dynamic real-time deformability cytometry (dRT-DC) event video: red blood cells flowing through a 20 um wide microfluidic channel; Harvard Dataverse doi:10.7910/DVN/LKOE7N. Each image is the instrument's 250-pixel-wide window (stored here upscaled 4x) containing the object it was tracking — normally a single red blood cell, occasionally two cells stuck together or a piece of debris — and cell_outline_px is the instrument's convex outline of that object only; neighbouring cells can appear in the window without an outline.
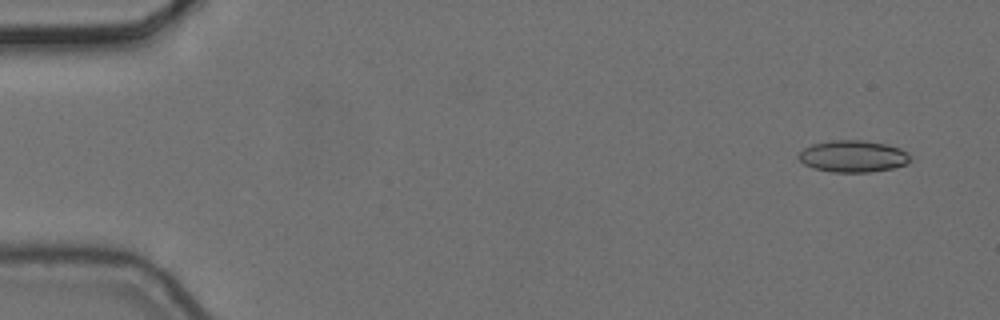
{"species": "common noctule bat (a hibernating species)", "species_latin": "Nyctalus noctula", "temperature_condition": "cold", "stored_images_in_passage": 7, "camera_frame_rate_fps": 3000, "um_per_image_px": 0.085, "animal": {"sex": "female", "body_mass_g": 24.6, "forearm_length_mm": 56.2}, "frame": {"image": 1, "passage_image": 1, "time_ms": 0.0, "image_size_px": [1000, 320], "cell_outline_px": [[912, 160], [908, 164], [892, 168], [868, 172], [832, 172], [812, 168], [804, 164], [796, 156], [804, 148], [812, 144], [832, 140], [860, 140], [888, 144], [900, 148], [908, 152], [912, 156]], "centroid_in_image_um": [72.53, 13.28], "position_along_channel_um": 12.5, "area_um2": 20.92}}
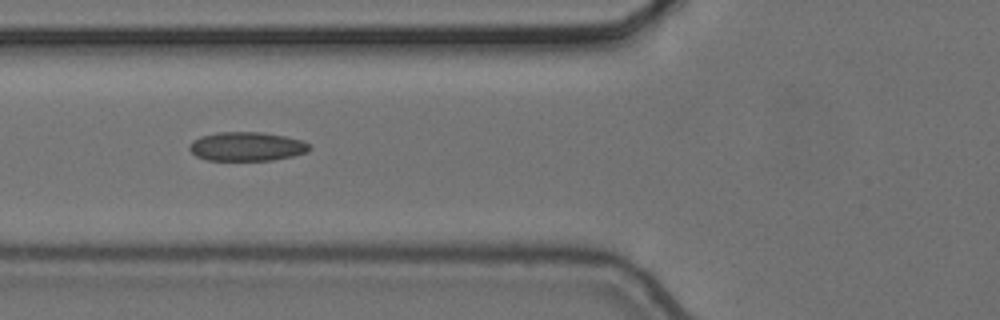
{"frame": {"image": 2, "passage_image": 6, "time_ms": 1.667, "image_size_px": [1000, 320], "cell_outline_px": [[312, 148], [308, 152], [292, 156], [272, 160], [208, 160], [196, 156], [188, 148], [188, 144], [200, 136], [216, 132], [264, 132], [304, 140], [312, 144]], "centroid_in_image_um": [21.01, 12.44], "position_along_channel_um": 104.8, "area_um2": 20.52}}
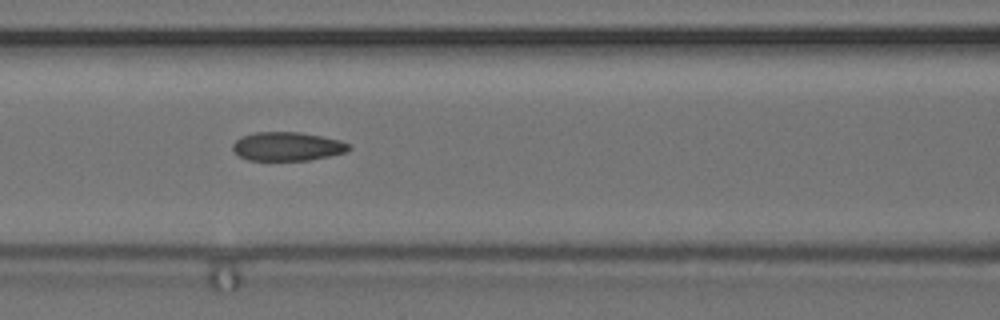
{"frame": {"image": 3, "passage_image": 7, "time_ms": 2.0, "image_size_px": [1000, 320], "cell_outline_px": [[352, 148], [348, 152], [308, 160], [248, 160], [232, 152], [232, 144], [240, 136], [256, 132], [300, 132], [340, 140], [348, 144]], "centroid_in_image_um": [24.4, 12.44], "position_along_channel_um": 142.2, "area_um2": 19.54}}